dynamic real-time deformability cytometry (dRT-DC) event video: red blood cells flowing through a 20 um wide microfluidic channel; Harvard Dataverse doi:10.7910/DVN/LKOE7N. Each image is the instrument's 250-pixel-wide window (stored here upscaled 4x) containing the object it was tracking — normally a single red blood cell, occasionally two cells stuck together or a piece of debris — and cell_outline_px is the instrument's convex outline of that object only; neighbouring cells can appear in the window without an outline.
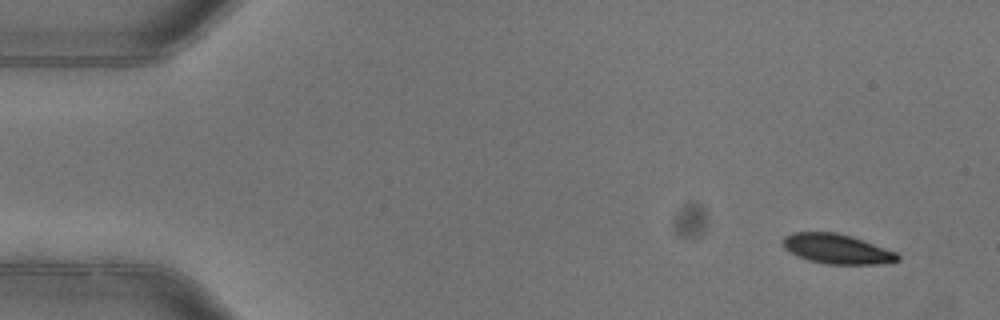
{"species": "common noctule bat (a hibernating species)", "species_latin": "Nyctalus noctula", "temperature_condition": "warm", "stored_images_in_passage": 4, "camera_frame_rate_fps": 3000, "um_per_image_px": 0.085, "animal": {"sex": "female"}, "frame": {"image": 1, "passage_image": 1, "time_ms": 0.0, "image_size_px": [1000, 320], "cell_outline_px": [[900, 260], [880, 264], [828, 264], [808, 260], [796, 256], [788, 252], [784, 248], [780, 240], [784, 236], [792, 232], [836, 232], [852, 236], [864, 240], [896, 252], [900, 256]], "centroid_in_image_um": [71.09, 21.15], "position_along_channel_um": 13.9, "area_um2": 20.17}}
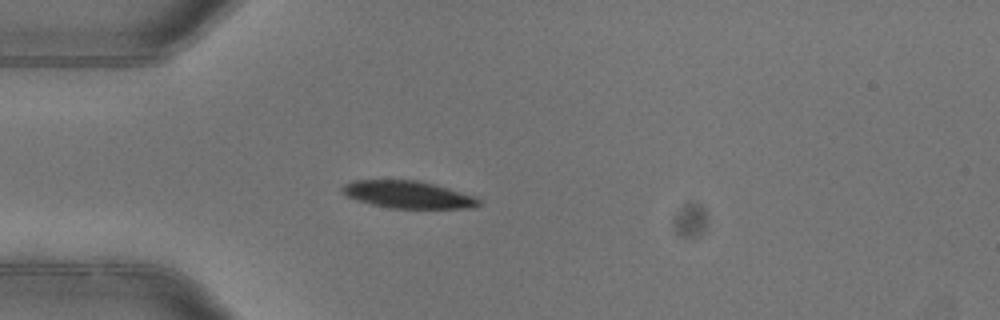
{"frame": {"image": 2, "passage_image": 4, "time_ms": 1.0, "image_size_px": [1000, 320], "cell_outline_px": [[480, 204], [472, 208], [392, 208], [372, 204], [356, 200], [340, 192], [340, 188], [344, 184], [352, 180], [420, 180], [436, 184], [476, 196], [480, 200]], "centroid_in_image_um": [34.68, 16.53], "position_along_channel_um": 50.3, "area_um2": 21.91}}